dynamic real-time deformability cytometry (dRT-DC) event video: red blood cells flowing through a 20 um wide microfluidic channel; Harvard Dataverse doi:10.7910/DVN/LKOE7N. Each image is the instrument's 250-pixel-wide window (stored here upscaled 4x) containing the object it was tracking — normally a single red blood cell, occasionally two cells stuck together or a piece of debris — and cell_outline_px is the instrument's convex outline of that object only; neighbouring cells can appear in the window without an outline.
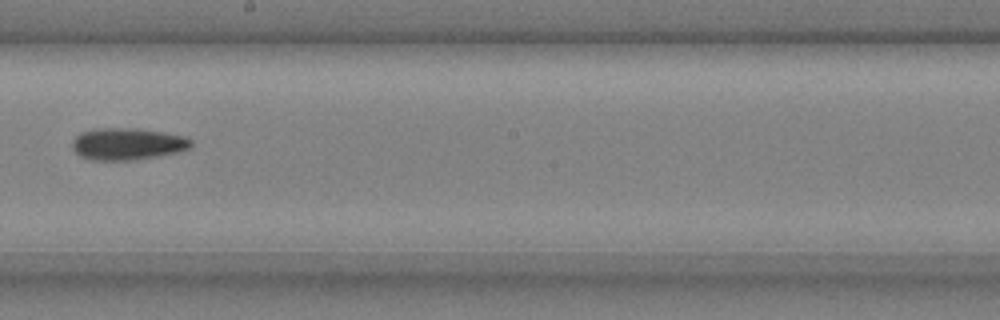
{"species": "common noctule bat (a hibernating species)", "species_latin": "Nyctalus noctula", "temperature_condition": "cold", "stored_images_in_passage": 8, "camera_frame_rate_fps": 3000, "um_per_image_px": 0.085, "animal": {"sex": "male", "body_mass_g": 20.4}, "frame": {"image": 1, "passage_image": 8, "time_ms": 2.333, "image_size_px": [1000, 320], "cell_outline_px": [[192, 144], [188, 148], [176, 152], [156, 156], [132, 160], [92, 160], [80, 156], [72, 148], [72, 140], [80, 132], [92, 128], [136, 128], [164, 132], [188, 136], [192, 140]], "centroid_in_image_um": [10.81, 12.21], "position_along_channel_um": 237.4, "area_um2": 22.25}}